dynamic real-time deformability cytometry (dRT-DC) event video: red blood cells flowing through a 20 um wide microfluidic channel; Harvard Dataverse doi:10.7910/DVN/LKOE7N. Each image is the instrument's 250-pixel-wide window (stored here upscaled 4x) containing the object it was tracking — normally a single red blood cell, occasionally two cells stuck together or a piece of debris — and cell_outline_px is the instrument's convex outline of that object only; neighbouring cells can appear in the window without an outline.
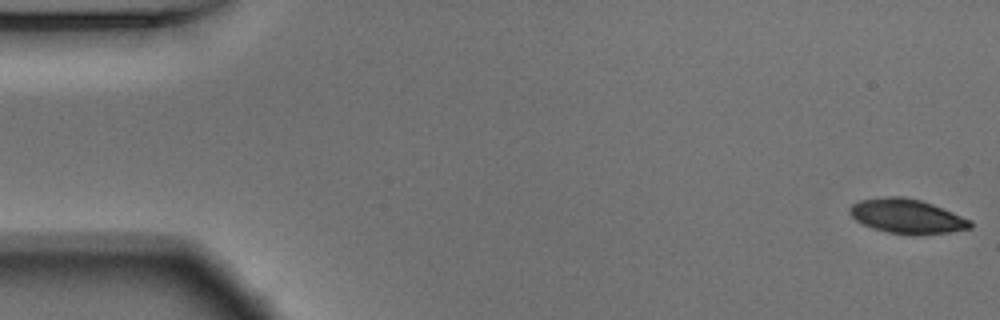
{"species": "Egyptian fruit bat (a non-hibernating species)", "species_latin": "Rousettus aegyptiacus", "temperature_condition": "warm", "stored_images_in_passage": 10, "camera_frame_rate_fps": 3000, "um_per_image_px": 0.085, "animal": {"sex": "male"}, "frame": {"image": 1, "passage_image": 1, "time_ms": 0.0, "image_size_px": [1000, 320], "cell_outline_px": [[972, 228], [948, 232], [888, 232], [872, 228], [856, 220], [848, 212], [848, 208], [852, 204], [860, 200], [888, 196], [900, 196], [920, 200], [932, 204], [972, 220]], "centroid_in_image_um": [77.06, 18.34], "position_along_channel_um": 7.9, "area_um2": 23.35}}